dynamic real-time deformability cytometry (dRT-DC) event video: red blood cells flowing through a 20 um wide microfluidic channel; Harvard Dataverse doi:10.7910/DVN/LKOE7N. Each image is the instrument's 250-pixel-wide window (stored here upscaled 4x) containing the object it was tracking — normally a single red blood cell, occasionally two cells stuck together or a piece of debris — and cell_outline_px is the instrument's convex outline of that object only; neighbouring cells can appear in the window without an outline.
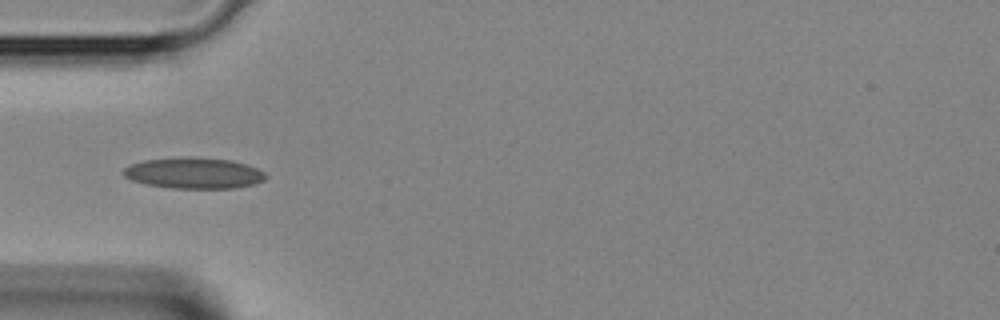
{"species": "Egyptian fruit bat (a non-hibernating species)", "species_latin": "Rousettus aegyptiacus", "temperature_condition": "room temperature", "stored_images_in_passage": 5, "camera_frame_rate_fps": 3000, "um_per_image_px": 0.085, "animal": {"sex": "female"}, "frame": {"image": 1, "passage_image": 5, "time_ms": 1.333, "image_size_px": [1000, 320], "cell_outline_px": [[268, 176], [264, 180], [252, 184], [236, 188], [172, 188], [148, 184], [132, 180], [124, 176], [124, 168], [132, 164], [144, 160], [188, 156], [232, 160], [256, 168], [264, 172]], "centroid_in_image_um": [16.5, 14.7], "position_along_channel_um": 68.5, "area_um2": 25.55}}